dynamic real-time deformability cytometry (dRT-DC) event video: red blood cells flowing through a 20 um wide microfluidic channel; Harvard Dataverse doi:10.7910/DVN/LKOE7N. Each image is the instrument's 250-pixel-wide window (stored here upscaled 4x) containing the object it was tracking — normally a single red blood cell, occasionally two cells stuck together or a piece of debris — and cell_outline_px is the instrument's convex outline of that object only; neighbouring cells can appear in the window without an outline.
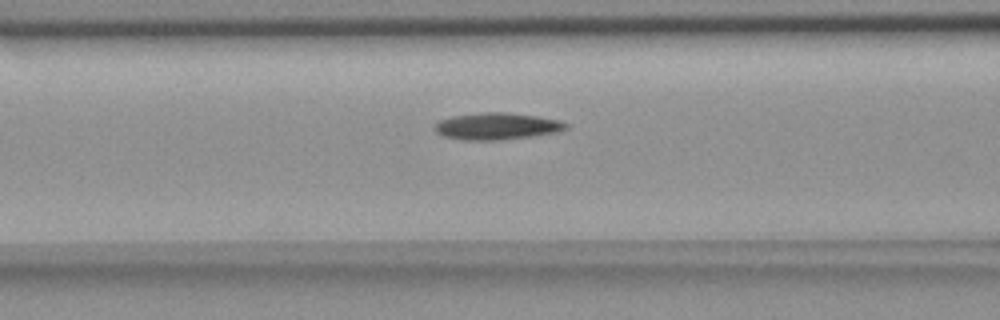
{"species": "common noctule bat (a hibernating species)", "species_latin": "Nyctalus noctula", "temperature_condition": "room temperature", "stored_images_in_passage": 41, "camera_frame_rate_fps": 3000, "um_per_image_px": 0.085, "animal": {"sex": "female", "body_mass_g": 18.4}, "frame": {"image": 1, "passage_image": 18, "time_ms": 5.667, "image_size_px": [1000, 320], "cell_outline_px": [[568, 128], [556, 132], [500, 140], [464, 140], [444, 136], [436, 132], [432, 128], [440, 120], [452, 116], [484, 112], [508, 112], [536, 116], [560, 120], [568, 124]], "centroid_in_image_um": [42.21, 10.72], "position_along_channel_um": 124.4, "area_um2": 20.4}}
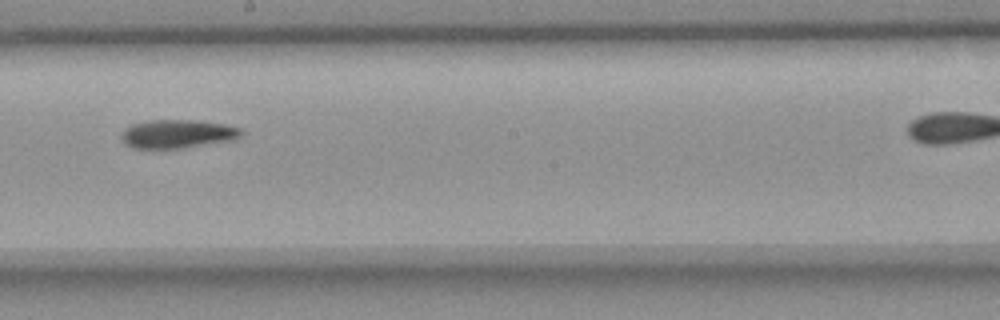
{"frame": {"image": 2, "passage_image": 27, "time_ms": 8.667, "image_size_px": [1000, 320], "cell_outline_px": [[244, 132], [240, 136], [232, 140], [184, 148], [132, 148], [124, 140], [124, 128], [132, 124], [148, 120], [192, 120], [224, 124], [240, 128]], "centroid_in_image_um": [15.13, 11.37], "position_along_channel_um": 233.1, "area_um2": 19.65}}
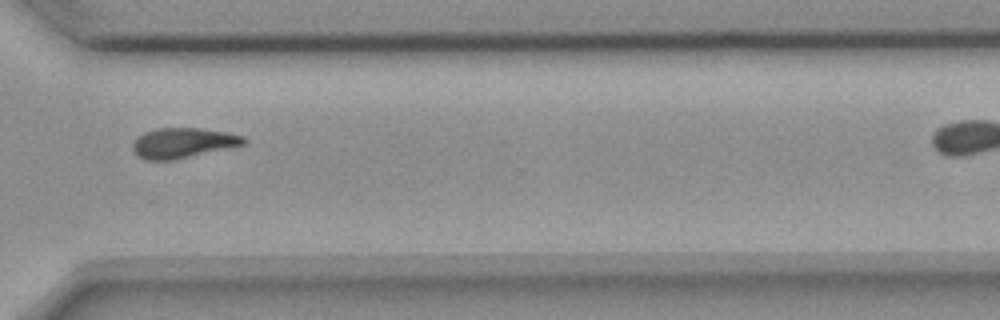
{"frame": {"image": 3, "passage_image": 37, "time_ms": 12.0, "image_size_px": [1000, 320], "cell_outline_px": [[248, 140], [244, 144], [172, 160], [144, 160], [132, 148], [132, 144], [144, 132], [156, 128], [200, 128], [228, 132], [244, 136]], "centroid_in_image_um": [15.56, 12.13], "position_along_channel_um": 355.0, "area_um2": 19.19}}